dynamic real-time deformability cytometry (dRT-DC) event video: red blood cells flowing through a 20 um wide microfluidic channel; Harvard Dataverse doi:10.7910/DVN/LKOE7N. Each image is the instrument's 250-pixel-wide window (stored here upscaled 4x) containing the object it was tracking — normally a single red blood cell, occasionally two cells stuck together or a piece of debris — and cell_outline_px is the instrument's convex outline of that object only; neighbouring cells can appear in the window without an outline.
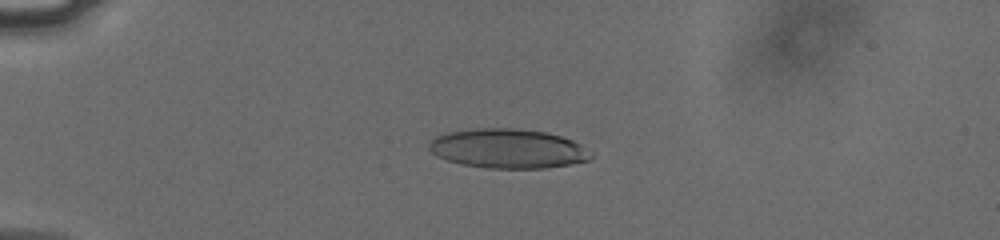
{"species": "human", "species_latin": "Homo sapiens", "temperature_condition": "cold", "stored_images_in_passage": 55, "camera_frame_rate_fps": 3000, "um_per_image_px": 0.085, "donor": {"sex": "male"}, "frame": {"image": 1, "passage_image": 15, "time_ms": 4.667, "image_size_px": [1000, 240], "cell_outline_px": [[592, 156], [588, 160], [572, 164], [544, 168], [488, 168], [460, 164], [436, 156], [428, 148], [428, 144], [436, 136], [452, 132], [476, 128], [512, 128], [544, 132], [560, 136], [572, 140], [592, 152]], "centroid_in_image_um": [43.17, 12.64], "position_along_channel_um": 41.8, "area_um2": 36.93}}
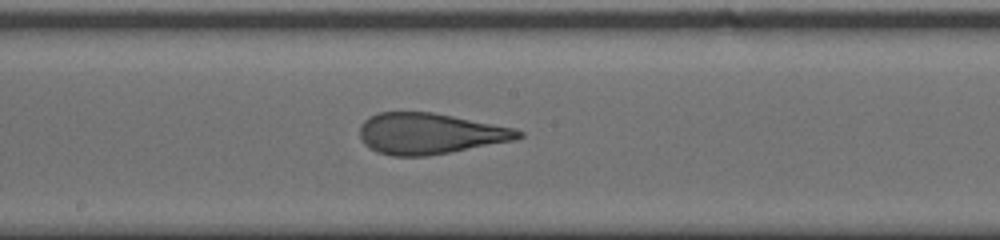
{"frame": {"image": 2, "passage_image": 32, "time_ms": 10.333, "image_size_px": [1000, 240], "cell_outline_px": [[524, 136], [516, 140], [428, 156], [392, 156], [376, 152], [364, 144], [360, 136], [360, 124], [368, 116], [380, 112], [432, 112], [516, 128], [524, 132]], "centroid_in_image_um": [36.54, 11.36], "position_along_channel_um": 211.7, "area_um2": 38.09}}
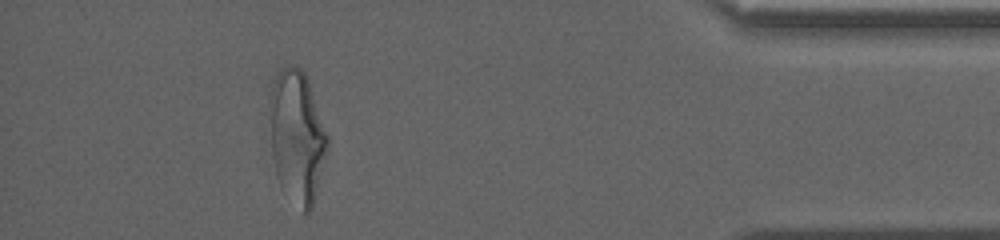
{"frame": {"image": 3, "passage_image": 51, "time_ms": 16.667, "image_size_px": [1000, 240], "cell_outline_px": [[328, 144], [312, 208], [308, 212], [304, 212], [276, 172], [272, 152], [272, 88], [276, 76], [284, 68], [300, 68], [304, 72], [308, 80], [328, 132]], "centroid_in_image_um": [25.31, 11.54], "position_along_channel_um": 409.9, "area_um2": 42.14}, "authors_computed_cell_mechanics": {"area_um2": 38.148, "velocity_mm_per_s": 3.801, "shape_relaxation_time_tau1_ms": 6.6349, "shape_relaxation_time_tau2_ms": 1.0941, "deformation_change_tau1": 0.2289, "deformation_change_tau2": 0.1032}}